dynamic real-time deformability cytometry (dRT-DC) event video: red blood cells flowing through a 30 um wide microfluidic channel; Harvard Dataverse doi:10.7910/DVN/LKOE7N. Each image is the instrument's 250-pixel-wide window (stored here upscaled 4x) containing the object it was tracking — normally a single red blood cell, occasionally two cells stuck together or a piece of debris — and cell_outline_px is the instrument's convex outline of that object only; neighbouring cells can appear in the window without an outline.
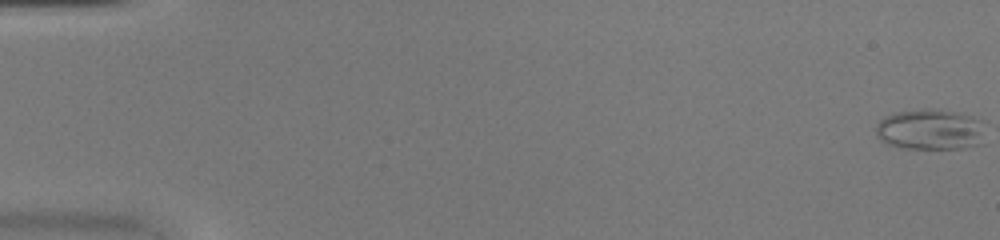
{"species": "common noctule bat (a hibernating species)", "species_latin": "Nyctalus noctula", "temperature_condition": "warm", "stored_images_in_passage": 49, "camera_frame_rate_fps": 3000, "um_per_image_px": 0.085, "animal": {"sex": "female", "body_mass_g": 20.0, "forearm_length_mm": 54.0}, "frame": {"image": 1, "passage_image": 1, "time_ms": 0.0, "image_size_px": [1000, 240], "cell_outline_px": [[984, 144], [964, 148], [900, 148], [888, 144], [880, 140], [876, 132], [876, 124], [884, 116], [896, 112], [920, 108], [936, 108], [960, 112], [984, 120]], "centroid_in_image_um": [79.13, 10.99], "position_along_channel_um": 5.9, "area_um2": 26.76}}
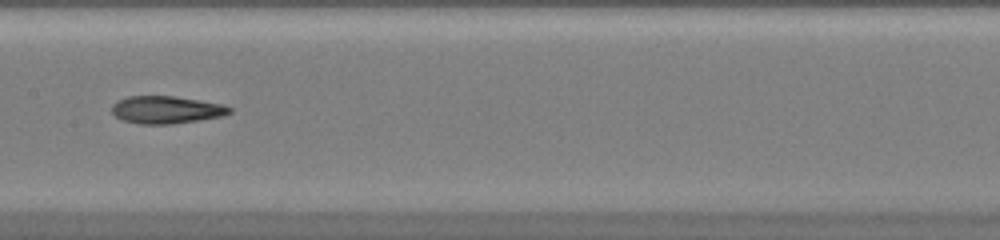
{"frame": {"image": 2, "passage_image": 26, "time_ms": 8.333, "image_size_px": [1000, 240], "cell_outline_px": [[232, 112], [220, 116], [200, 120], [172, 124], [140, 124], [120, 120], [112, 112], [112, 104], [116, 100], [128, 96], [172, 96], [224, 104], [232, 108]], "centroid_in_image_um": [14.11, 9.33], "position_along_channel_um": 193.3, "area_um2": 18.96}}
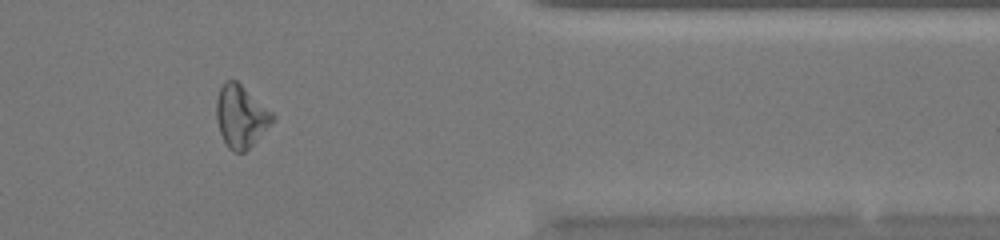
{"frame": {"image": 3, "passage_image": 41, "time_ms": 13.333, "image_size_px": [1000, 240], "cell_outline_px": [[276, 120], [244, 152], [232, 152], [228, 148], [220, 132], [216, 120], [216, 100], [220, 88], [224, 80], [236, 80], [272, 112], [276, 116]], "centroid_in_image_um": [20.47, 9.89], "position_along_channel_um": 390.9, "area_um2": 20.35}, "authors_computed_cell_mechanics": {"area_um2": 20.808, "velocity_mm_per_s": 4.3378, "shape_relaxation_time_tau1_ms": null, "shape_relaxation_time_tau2_ms": 3.701, "deformation_change_tau1": null, "deformation_change_tau2": 0.1386}}